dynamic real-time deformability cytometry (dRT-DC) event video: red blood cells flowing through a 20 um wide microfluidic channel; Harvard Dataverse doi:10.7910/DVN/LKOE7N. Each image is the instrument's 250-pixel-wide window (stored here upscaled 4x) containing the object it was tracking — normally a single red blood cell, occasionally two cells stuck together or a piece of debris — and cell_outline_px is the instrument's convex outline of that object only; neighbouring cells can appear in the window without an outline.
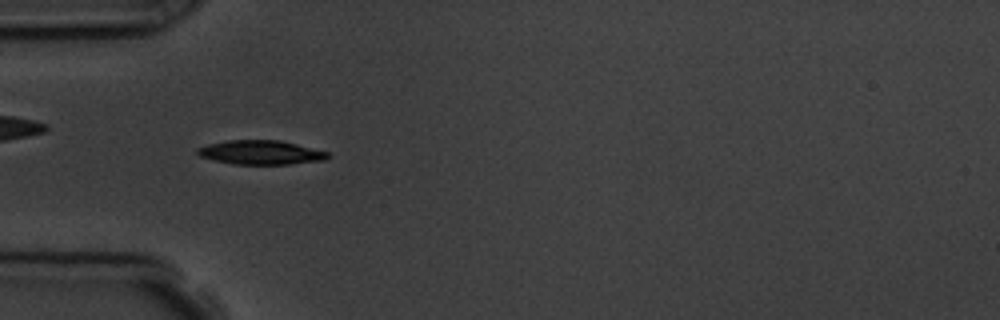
{"species": "common noctule bat (a hibernating species)", "species_latin": "Nyctalus noctula", "temperature_condition": "room temperature", "stored_images_in_passage": 6, "camera_frame_rate_fps": 3000, "um_per_image_px": 0.085, "animal": {"sex": "male", "body_mass_g": 19.5, "forearm_length_mm": 54.6}, "frame": {"image": 1, "passage_image": 5, "time_ms": 5.333, "image_size_px": [1000, 320], "cell_outline_px": [[332, 156], [324, 160], [288, 164], [232, 164], [200, 156], [196, 152], [196, 148], [208, 144], [228, 140], [280, 140], [328, 152]], "centroid_in_image_um": [22.17, 12.95], "position_along_channel_um": 62.8, "area_um2": 18.21}}